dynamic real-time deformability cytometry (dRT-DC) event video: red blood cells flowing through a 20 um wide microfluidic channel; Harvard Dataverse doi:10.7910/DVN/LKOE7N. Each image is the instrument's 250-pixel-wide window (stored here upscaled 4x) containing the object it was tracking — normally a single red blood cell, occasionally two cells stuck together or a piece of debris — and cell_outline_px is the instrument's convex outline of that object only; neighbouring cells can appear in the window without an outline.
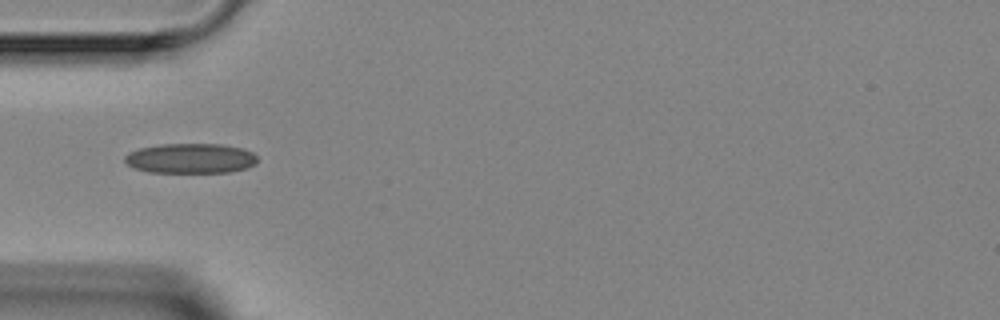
{"species": "Egyptian fruit bat (a non-hibernating species)", "species_latin": "Rousettus aegyptiacus", "temperature_condition": "room temperature", "stored_images_in_passage": 1, "camera_frame_rate_fps": 3000, "um_per_image_px": 0.085, "animal": {"sex": "female"}, "frame": {"image": 1, "passage_image": 1, "time_ms": 0.0, "image_size_px": [1000, 320], "cell_outline_px": [[256, 164], [248, 168], [228, 172], [148, 172], [136, 168], [128, 164], [124, 160], [124, 156], [128, 152], [140, 148], [160, 144], [220, 144], [244, 148], [252, 152], [256, 156]], "centroid_in_image_um": [16.21, 13.45], "position_along_channel_um": 68.8, "area_um2": 23.18}}